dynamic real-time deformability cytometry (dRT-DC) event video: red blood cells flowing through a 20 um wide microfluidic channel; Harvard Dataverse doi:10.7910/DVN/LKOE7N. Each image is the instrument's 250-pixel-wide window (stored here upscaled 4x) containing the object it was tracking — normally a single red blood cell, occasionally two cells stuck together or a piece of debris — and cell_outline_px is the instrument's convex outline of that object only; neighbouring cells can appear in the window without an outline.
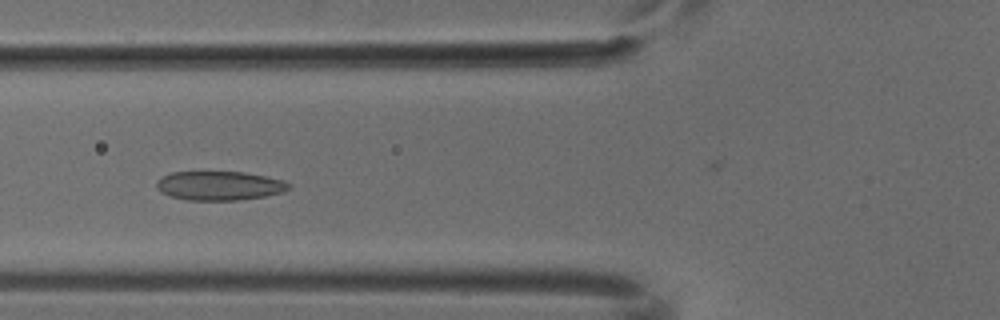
{"species": "common noctule bat (a hibernating species)", "species_latin": "Nyctalus noctula", "temperature_condition": "cold", "stored_images_in_passage": 7, "camera_frame_rate_fps": 3000, "um_per_image_px": 0.085, "animal": {"sex": "male", "body_mass_g": 18.8}, "frame": {"image": 1, "passage_image": 5, "time_ms": 1.333, "image_size_px": [1000, 320], "cell_outline_px": [[292, 188], [284, 192], [264, 196], [240, 200], [188, 200], [172, 196], [160, 192], [156, 188], [156, 180], [172, 172], [244, 172], [284, 180], [292, 184]], "centroid_in_image_um": [18.68, 15.78], "position_along_channel_um": 107.1, "area_um2": 22.48}}
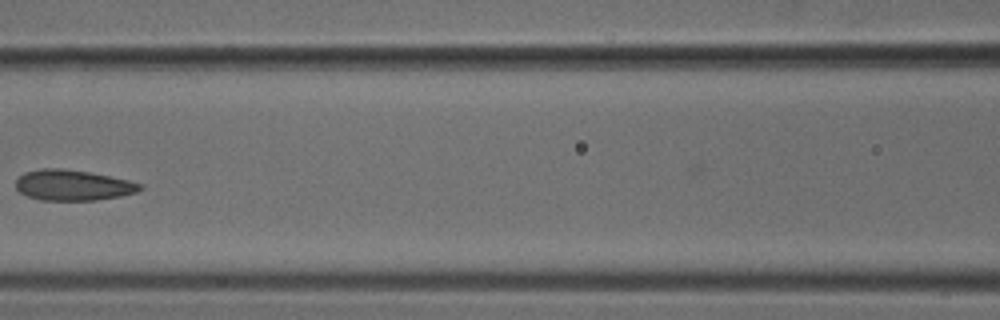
{"frame": {"image": 2, "passage_image": 6, "time_ms": 1.667, "image_size_px": [1000, 320], "cell_outline_px": [[144, 188], [136, 192], [120, 196], [96, 200], [40, 200], [28, 196], [20, 192], [16, 188], [16, 180], [24, 172], [40, 168], [60, 168], [88, 172], [128, 180], [140, 184]], "centroid_in_image_um": [6.17, 15.74], "position_along_channel_um": 160.4, "area_um2": 22.02}}
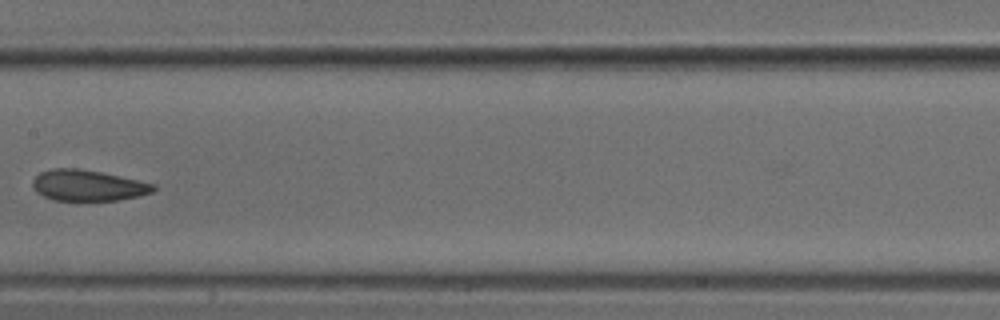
{"frame": {"image": 3, "passage_image": 7, "time_ms": 2.0, "image_size_px": [1000, 320], "cell_outline_px": [[156, 188], [152, 192], [140, 196], [116, 200], [52, 200], [36, 192], [32, 188], [32, 180], [40, 172], [52, 168], [80, 168], [100, 172], [156, 184]], "centroid_in_image_um": [7.44, 15.76], "position_along_channel_um": 200.0, "area_um2": 21.79}}